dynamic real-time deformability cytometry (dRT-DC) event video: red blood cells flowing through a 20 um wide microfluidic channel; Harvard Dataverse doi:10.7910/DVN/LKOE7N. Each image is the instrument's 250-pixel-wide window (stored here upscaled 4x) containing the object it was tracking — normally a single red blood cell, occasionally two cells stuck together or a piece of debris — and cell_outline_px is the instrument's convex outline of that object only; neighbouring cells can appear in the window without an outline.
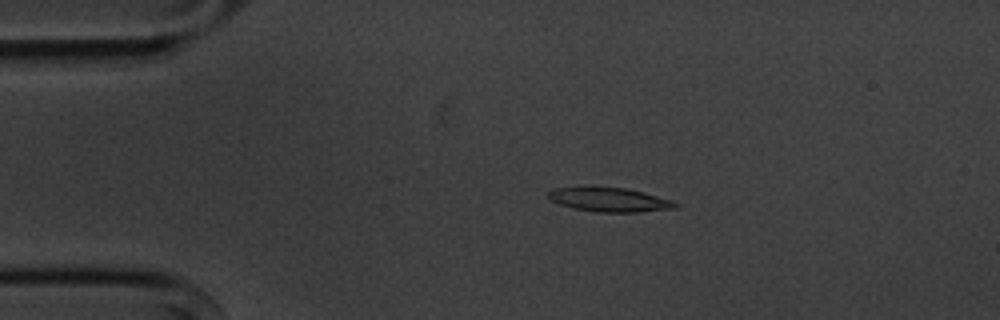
{"species": "common noctule bat (a hibernating species)", "species_latin": "Nyctalus noctula", "temperature_condition": "cold", "stored_images_in_passage": 8, "camera_frame_rate_fps": 3000, "um_per_image_px": 0.085, "animal": {"sex": "male", "body_mass_g": 20.1, "forearm_length_mm": 53.5}, "frame": {"image": 1, "passage_image": 2, "time_ms": 1.333, "image_size_px": [1000, 320], "cell_outline_px": [[680, 204], [676, 208], [640, 212], [596, 212], [572, 208], [560, 204], [552, 200], [548, 196], [548, 192], [552, 188], [588, 184], [628, 188], [644, 192], [672, 200]], "centroid_in_image_um": [51.76, 16.92], "position_along_channel_um": 33.2, "area_um2": 18.73}}
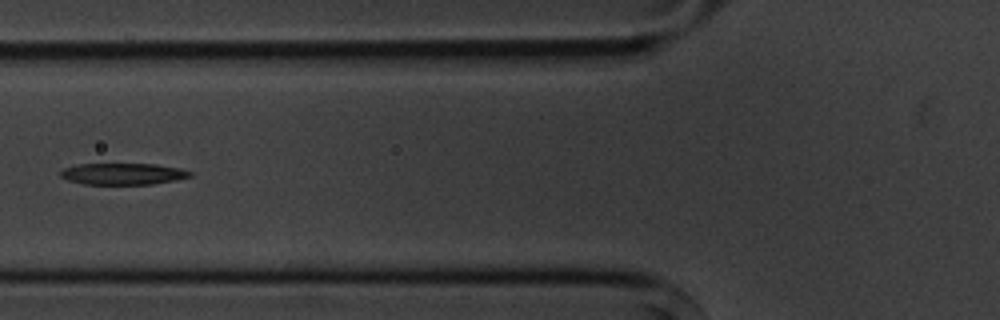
{"frame": {"image": 2, "passage_image": 5, "time_ms": 4.667, "image_size_px": [1000, 320], "cell_outline_px": [[192, 176], [176, 180], [152, 184], [84, 184], [68, 180], [60, 176], [60, 172], [64, 168], [76, 164], [156, 164], [180, 168], [192, 172]], "centroid_in_image_um": [10.46, 14.77], "position_along_channel_um": 115.3, "area_um2": 16.24}}
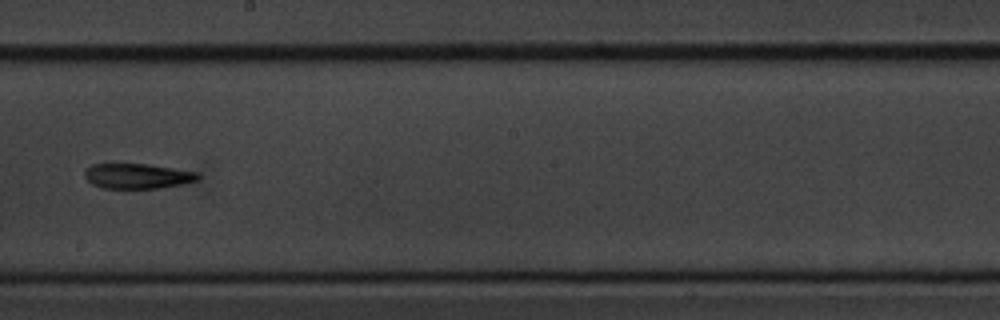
{"frame": {"image": 3, "passage_image": 8, "time_ms": 8.0, "image_size_px": [1000, 320], "cell_outline_px": [[200, 180], [160, 188], [104, 188], [92, 184], [84, 176], [84, 168], [92, 164], [148, 164], [196, 172], [200, 176]], "centroid_in_image_um": [11.65, 14.96], "position_along_channel_um": 236.5, "area_um2": 16.53}}